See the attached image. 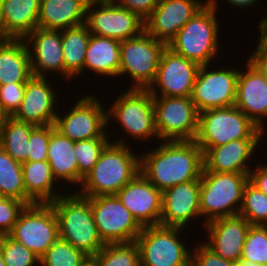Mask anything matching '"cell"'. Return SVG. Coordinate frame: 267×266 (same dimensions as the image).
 <instances>
[{
	"label": "cell",
	"mask_w": 267,
	"mask_h": 266,
	"mask_svg": "<svg viewBox=\"0 0 267 266\" xmlns=\"http://www.w3.org/2000/svg\"><path fill=\"white\" fill-rule=\"evenodd\" d=\"M203 168V151L194 140L163 141L140 156L141 173L161 192L200 180Z\"/></svg>",
	"instance_id": "obj_1"
},
{
	"label": "cell",
	"mask_w": 267,
	"mask_h": 266,
	"mask_svg": "<svg viewBox=\"0 0 267 266\" xmlns=\"http://www.w3.org/2000/svg\"><path fill=\"white\" fill-rule=\"evenodd\" d=\"M120 139L105 146L97 163L83 178L79 195H115L140 172V155L132 153L126 140Z\"/></svg>",
	"instance_id": "obj_2"
},
{
	"label": "cell",
	"mask_w": 267,
	"mask_h": 266,
	"mask_svg": "<svg viewBox=\"0 0 267 266\" xmlns=\"http://www.w3.org/2000/svg\"><path fill=\"white\" fill-rule=\"evenodd\" d=\"M58 220L59 238L93 258L106 245L95 225L90 202L78 193H64L50 203Z\"/></svg>",
	"instance_id": "obj_3"
},
{
	"label": "cell",
	"mask_w": 267,
	"mask_h": 266,
	"mask_svg": "<svg viewBox=\"0 0 267 266\" xmlns=\"http://www.w3.org/2000/svg\"><path fill=\"white\" fill-rule=\"evenodd\" d=\"M217 3V0H207V4L178 31L167 47L200 66L210 65L219 51Z\"/></svg>",
	"instance_id": "obj_4"
},
{
	"label": "cell",
	"mask_w": 267,
	"mask_h": 266,
	"mask_svg": "<svg viewBox=\"0 0 267 266\" xmlns=\"http://www.w3.org/2000/svg\"><path fill=\"white\" fill-rule=\"evenodd\" d=\"M248 181V174L202 171L200 213L201 217H206L204 226L218 218L239 215L243 190Z\"/></svg>",
	"instance_id": "obj_5"
},
{
	"label": "cell",
	"mask_w": 267,
	"mask_h": 266,
	"mask_svg": "<svg viewBox=\"0 0 267 266\" xmlns=\"http://www.w3.org/2000/svg\"><path fill=\"white\" fill-rule=\"evenodd\" d=\"M264 132L233 105L199 113L198 132L194 141L204 152L208 147L234 140L262 138Z\"/></svg>",
	"instance_id": "obj_6"
},
{
	"label": "cell",
	"mask_w": 267,
	"mask_h": 266,
	"mask_svg": "<svg viewBox=\"0 0 267 266\" xmlns=\"http://www.w3.org/2000/svg\"><path fill=\"white\" fill-rule=\"evenodd\" d=\"M113 101L107 111L108 125L114 119L126 134L136 140L144 141L153 136L159 139L155 128L153 96L147 89L123 90Z\"/></svg>",
	"instance_id": "obj_7"
},
{
	"label": "cell",
	"mask_w": 267,
	"mask_h": 266,
	"mask_svg": "<svg viewBox=\"0 0 267 266\" xmlns=\"http://www.w3.org/2000/svg\"><path fill=\"white\" fill-rule=\"evenodd\" d=\"M166 44L145 30L137 37L120 42L119 76H131L130 89H148L154 82Z\"/></svg>",
	"instance_id": "obj_8"
},
{
	"label": "cell",
	"mask_w": 267,
	"mask_h": 266,
	"mask_svg": "<svg viewBox=\"0 0 267 266\" xmlns=\"http://www.w3.org/2000/svg\"><path fill=\"white\" fill-rule=\"evenodd\" d=\"M178 227L161 225L142 227L135 243L140 266H190L191 252L179 239Z\"/></svg>",
	"instance_id": "obj_9"
},
{
	"label": "cell",
	"mask_w": 267,
	"mask_h": 266,
	"mask_svg": "<svg viewBox=\"0 0 267 266\" xmlns=\"http://www.w3.org/2000/svg\"><path fill=\"white\" fill-rule=\"evenodd\" d=\"M85 25L90 34L120 42L135 38L145 30L144 20L137 13L116 5L112 0H90Z\"/></svg>",
	"instance_id": "obj_10"
},
{
	"label": "cell",
	"mask_w": 267,
	"mask_h": 266,
	"mask_svg": "<svg viewBox=\"0 0 267 266\" xmlns=\"http://www.w3.org/2000/svg\"><path fill=\"white\" fill-rule=\"evenodd\" d=\"M41 258L59 238L58 220L50 203L26 206L8 234Z\"/></svg>",
	"instance_id": "obj_11"
},
{
	"label": "cell",
	"mask_w": 267,
	"mask_h": 266,
	"mask_svg": "<svg viewBox=\"0 0 267 266\" xmlns=\"http://www.w3.org/2000/svg\"><path fill=\"white\" fill-rule=\"evenodd\" d=\"M153 104L160 141L195 140L199 113L191 97L153 96Z\"/></svg>",
	"instance_id": "obj_12"
},
{
	"label": "cell",
	"mask_w": 267,
	"mask_h": 266,
	"mask_svg": "<svg viewBox=\"0 0 267 266\" xmlns=\"http://www.w3.org/2000/svg\"><path fill=\"white\" fill-rule=\"evenodd\" d=\"M95 225L105 244L135 242L142 227L116 195L86 197Z\"/></svg>",
	"instance_id": "obj_13"
},
{
	"label": "cell",
	"mask_w": 267,
	"mask_h": 266,
	"mask_svg": "<svg viewBox=\"0 0 267 266\" xmlns=\"http://www.w3.org/2000/svg\"><path fill=\"white\" fill-rule=\"evenodd\" d=\"M98 99L93 95H84L65 115L60 116L58 112L53 124L55 130L75 142L109 138L105 129L108 127L107 109Z\"/></svg>",
	"instance_id": "obj_14"
},
{
	"label": "cell",
	"mask_w": 267,
	"mask_h": 266,
	"mask_svg": "<svg viewBox=\"0 0 267 266\" xmlns=\"http://www.w3.org/2000/svg\"><path fill=\"white\" fill-rule=\"evenodd\" d=\"M208 66H200L191 94L198 113L233 106L236 100L239 70L219 66L210 71Z\"/></svg>",
	"instance_id": "obj_15"
},
{
	"label": "cell",
	"mask_w": 267,
	"mask_h": 266,
	"mask_svg": "<svg viewBox=\"0 0 267 266\" xmlns=\"http://www.w3.org/2000/svg\"><path fill=\"white\" fill-rule=\"evenodd\" d=\"M199 68V64L166 46L160 58L156 78L147 90L152 96H158L160 91L162 97H191Z\"/></svg>",
	"instance_id": "obj_16"
},
{
	"label": "cell",
	"mask_w": 267,
	"mask_h": 266,
	"mask_svg": "<svg viewBox=\"0 0 267 266\" xmlns=\"http://www.w3.org/2000/svg\"><path fill=\"white\" fill-rule=\"evenodd\" d=\"M198 0H159L152 13L144 20L145 31L166 45L178 31L205 5Z\"/></svg>",
	"instance_id": "obj_17"
},
{
	"label": "cell",
	"mask_w": 267,
	"mask_h": 266,
	"mask_svg": "<svg viewBox=\"0 0 267 266\" xmlns=\"http://www.w3.org/2000/svg\"><path fill=\"white\" fill-rule=\"evenodd\" d=\"M115 195L141 227L160 224L162 192L141 171Z\"/></svg>",
	"instance_id": "obj_18"
},
{
	"label": "cell",
	"mask_w": 267,
	"mask_h": 266,
	"mask_svg": "<svg viewBox=\"0 0 267 266\" xmlns=\"http://www.w3.org/2000/svg\"><path fill=\"white\" fill-rule=\"evenodd\" d=\"M195 217H201L200 180L177 184L162 192L159 225L184 229Z\"/></svg>",
	"instance_id": "obj_19"
},
{
	"label": "cell",
	"mask_w": 267,
	"mask_h": 266,
	"mask_svg": "<svg viewBox=\"0 0 267 266\" xmlns=\"http://www.w3.org/2000/svg\"><path fill=\"white\" fill-rule=\"evenodd\" d=\"M47 77L32 76L25 83L24 98L14 118L35 126L53 125L58 109L56 94ZM56 99V100H55Z\"/></svg>",
	"instance_id": "obj_20"
},
{
	"label": "cell",
	"mask_w": 267,
	"mask_h": 266,
	"mask_svg": "<svg viewBox=\"0 0 267 266\" xmlns=\"http://www.w3.org/2000/svg\"><path fill=\"white\" fill-rule=\"evenodd\" d=\"M208 238L204 242L223 259L238 263L246 241L249 222L241 215L218 218L205 224Z\"/></svg>",
	"instance_id": "obj_21"
},
{
	"label": "cell",
	"mask_w": 267,
	"mask_h": 266,
	"mask_svg": "<svg viewBox=\"0 0 267 266\" xmlns=\"http://www.w3.org/2000/svg\"><path fill=\"white\" fill-rule=\"evenodd\" d=\"M24 40L28 46L33 76L46 77L50 72H56L64 77L61 30L37 27Z\"/></svg>",
	"instance_id": "obj_22"
},
{
	"label": "cell",
	"mask_w": 267,
	"mask_h": 266,
	"mask_svg": "<svg viewBox=\"0 0 267 266\" xmlns=\"http://www.w3.org/2000/svg\"><path fill=\"white\" fill-rule=\"evenodd\" d=\"M245 66L246 72L239 70L234 105L264 131L262 119L267 118V79L248 60Z\"/></svg>",
	"instance_id": "obj_23"
},
{
	"label": "cell",
	"mask_w": 267,
	"mask_h": 266,
	"mask_svg": "<svg viewBox=\"0 0 267 266\" xmlns=\"http://www.w3.org/2000/svg\"><path fill=\"white\" fill-rule=\"evenodd\" d=\"M262 138H246L230 141L224 145L208 147L203 152V171L217 173L248 174L247 161L252 158Z\"/></svg>",
	"instance_id": "obj_24"
},
{
	"label": "cell",
	"mask_w": 267,
	"mask_h": 266,
	"mask_svg": "<svg viewBox=\"0 0 267 266\" xmlns=\"http://www.w3.org/2000/svg\"><path fill=\"white\" fill-rule=\"evenodd\" d=\"M90 0H41L38 27L63 30L85 24Z\"/></svg>",
	"instance_id": "obj_25"
},
{
	"label": "cell",
	"mask_w": 267,
	"mask_h": 266,
	"mask_svg": "<svg viewBox=\"0 0 267 266\" xmlns=\"http://www.w3.org/2000/svg\"><path fill=\"white\" fill-rule=\"evenodd\" d=\"M33 76L24 39L0 40V85L26 83Z\"/></svg>",
	"instance_id": "obj_26"
},
{
	"label": "cell",
	"mask_w": 267,
	"mask_h": 266,
	"mask_svg": "<svg viewBox=\"0 0 267 266\" xmlns=\"http://www.w3.org/2000/svg\"><path fill=\"white\" fill-rule=\"evenodd\" d=\"M41 0H2L5 40L25 39L38 27Z\"/></svg>",
	"instance_id": "obj_27"
},
{
	"label": "cell",
	"mask_w": 267,
	"mask_h": 266,
	"mask_svg": "<svg viewBox=\"0 0 267 266\" xmlns=\"http://www.w3.org/2000/svg\"><path fill=\"white\" fill-rule=\"evenodd\" d=\"M75 141L61 135L50 125L47 161L54 178L78 186V163L74 152ZM76 183V184H75Z\"/></svg>",
	"instance_id": "obj_28"
},
{
	"label": "cell",
	"mask_w": 267,
	"mask_h": 266,
	"mask_svg": "<svg viewBox=\"0 0 267 266\" xmlns=\"http://www.w3.org/2000/svg\"><path fill=\"white\" fill-rule=\"evenodd\" d=\"M26 205L51 203L61 196L53 191L55 178L47 160L27 161L22 164Z\"/></svg>",
	"instance_id": "obj_29"
},
{
	"label": "cell",
	"mask_w": 267,
	"mask_h": 266,
	"mask_svg": "<svg viewBox=\"0 0 267 266\" xmlns=\"http://www.w3.org/2000/svg\"><path fill=\"white\" fill-rule=\"evenodd\" d=\"M116 77L120 68V41L91 34L84 60V70Z\"/></svg>",
	"instance_id": "obj_30"
},
{
	"label": "cell",
	"mask_w": 267,
	"mask_h": 266,
	"mask_svg": "<svg viewBox=\"0 0 267 266\" xmlns=\"http://www.w3.org/2000/svg\"><path fill=\"white\" fill-rule=\"evenodd\" d=\"M90 32L85 24L61 30L64 57V79L79 77L84 72V60L90 40Z\"/></svg>",
	"instance_id": "obj_31"
},
{
	"label": "cell",
	"mask_w": 267,
	"mask_h": 266,
	"mask_svg": "<svg viewBox=\"0 0 267 266\" xmlns=\"http://www.w3.org/2000/svg\"><path fill=\"white\" fill-rule=\"evenodd\" d=\"M36 127L13 116H7L1 133L0 147L17 162H27L29 138Z\"/></svg>",
	"instance_id": "obj_32"
},
{
	"label": "cell",
	"mask_w": 267,
	"mask_h": 266,
	"mask_svg": "<svg viewBox=\"0 0 267 266\" xmlns=\"http://www.w3.org/2000/svg\"><path fill=\"white\" fill-rule=\"evenodd\" d=\"M0 197L13 198L26 204L22 164L0 147Z\"/></svg>",
	"instance_id": "obj_33"
},
{
	"label": "cell",
	"mask_w": 267,
	"mask_h": 266,
	"mask_svg": "<svg viewBox=\"0 0 267 266\" xmlns=\"http://www.w3.org/2000/svg\"><path fill=\"white\" fill-rule=\"evenodd\" d=\"M93 259L97 266H140L139 248L135 242L106 244Z\"/></svg>",
	"instance_id": "obj_34"
},
{
	"label": "cell",
	"mask_w": 267,
	"mask_h": 266,
	"mask_svg": "<svg viewBox=\"0 0 267 266\" xmlns=\"http://www.w3.org/2000/svg\"><path fill=\"white\" fill-rule=\"evenodd\" d=\"M239 215L250 225L267 226V196L249 181L243 190Z\"/></svg>",
	"instance_id": "obj_35"
},
{
	"label": "cell",
	"mask_w": 267,
	"mask_h": 266,
	"mask_svg": "<svg viewBox=\"0 0 267 266\" xmlns=\"http://www.w3.org/2000/svg\"><path fill=\"white\" fill-rule=\"evenodd\" d=\"M89 257L69 242L58 238L40 258L42 266H81Z\"/></svg>",
	"instance_id": "obj_36"
},
{
	"label": "cell",
	"mask_w": 267,
	"mask_h": 266,
	"mask_svg": "<svg viewBox=\"0 0 267 266\" xmlns=\"http://www.w3.org/2000/svg\"><path fill=\"white\" fill-rule=\"evenodd\" d=\"M108 138H95L76 141L74 146L75 157L78 163V184L92 170L99 157L110 142Z\"/></svg>",
	"instance_id": "obj_37"
},
{
	"label": "cell",
	"mask_w": 267,
	"mask_h": 266,
	"mask_svg": "<svg viewBox=\"0 0 267 266\" xmlns=\"http://www.w3.org/2000/svg\"><path fill=\"white\" fill-rule=\"evenodd\" d=\"M240 261L267 266V226L250 225Z\"/></svg>",
	"instance_id": "obj_38"
},
{
	"label": "cell",
	"mask_w": 267,
	"mask_h": 266,
	"mask_svg": "<svg viewBox=\"0 0 267 266\" xmlns=\"http://www.w3.org/2000/svg\"><path fill=\"white\" fill-rule=\"evenodd\" d=\"M0 251L6 266H34L40 263L38 256L9 235L0 236Z\"/></svg>",
	"instance_id": "obj_39"
},
{
	"label": "cell",
	"mask_w": 267,
	"mask_h": 266,
	"mask_svg": "<svg viewBox=\"0 0 267 266\" xmlns=\"http://www.w3.org/2000/svg\"><path fill=\"white\" fill-rule=\"evenodd\" d=\"M27 205L20 200L0 197V236L8 235Z\"/></svg>",
	"instance_id": "obj_40"
},
{
	"label": "cell",
	"mask_w": 267,
	"mask_h": 266,
	"mask_svg": "<svg viewBox=\"0 0 267 266\" xmlns=\"http://www.w3.org/2000/svg\"><path fill=\"white\" fill-rule=\"evenodd\" d=\"M25 83L0 85V109L6 116H13L24 98Z\"/></svg>",
	"instance_id": "obj_41"
},
{
	"label": "cell",
	"mask_w": 267,
	"mask_h": 266,
	"mask_svg": "<svg viewBox=\"0 0 267 266\" xmlns=\"http://www.w3.org/2000/svg\"><path fill=\"white\" fill-rule=\"evenodd\" d=\"M49 140L50 125L37 126L29 138L27 161L47 160Z\"/></svg>",
	"instance_id": "obj_42"
},
{
	"label": "cell",
	"mask_w": 267,
	"mask_h": 266,
	"mask_svg": "<svg viewBox=\"0 0 267 266\" xmlns=\"http://www.w3.org/2000/svg\"><path fill=\"white\" fill-rule=\"evenodd\" d=\"M191 252L190 266H237L236 262L223 259L210 249L204 242L197 243V247Z\"/></svg>",
	"instance_id": "obj_43"
},
{
	"label": "cell",
	"mask_w": 267,
	"mask_h": 266,
	"mask_svg": "<svg viewBox=\"0 0 267 266\" xmlns=\"http://www.w3.org/2000/svg\"><path fill=\"white\" fill-rule=\"evenodd\" d=\"M116 5L137 13L145 20L155 9L159 0H112Z\"/></svg>",
	"instance_id": "obj_44"
},
{
	"label": "cell",
	"mask_w": 267,
	"mask_h": 266,
	"mask_svg": "<svg viewBox=\"0 0 267 266\" xmlns=\"http://www.w3.org/2000/svg\"><path fill=\"white\" fill-rule=\"evenodd\" d=\"M259 35L257 48L249 55L248 61L267 79V38L261 33Z\"/></svg>",
	"instance_id": "obj_45"
},
{
	"label": "cell",
	"mask_w": 267,
	"mask_h": 266,
	"mask_svg": "<svg viewBox=\"0 0 267 266\" xmlns=\"http://www.w3.org/2000/svg\"><path fill=\"white\" fill-rule=\"evenodd\" d=\"M249 182L267 196V164L261 163L249 173Z\"/></svg>",
	"instance_id": "obj_46"
},
{
	"label": "cell",
	"mask_w": 267,
	"mask_h": 266,
	"mask_svg": "<svg viewBox=\"0 0 267 266\" xmlns=\"http://www.w3.org/2000/svg\"><path fill=\"white\" fill-rule=\"evenodd\" d=\"M231 6L235 7H241V8H246V7H252L258 0H227Z\"/></svg>",
	"instance_id": "obj_47"
},
{
	"label": "cell",
	"mask_w": 267,
	"mask_h": 266,
	"mask_svg": "<svg viewBox=\"0 0 267 266\" xmlns=\"http://www.w3.org/2000/svg\"><path fill=\"white\" fill-rule=\"evenodd\" d=\"M0 40H5L4 17L2 14V0H0Z\"/></svg>",
	"instance_id": "obj_48"
},
{
	"label": "cell",
	"mask_w": 267,
	"mask_h": 266,
	"mask_svg": "<svg viewBox=\"0 0 267 266\" xmlns=\"http://www.w3.org/2000/svg\"><path fill=\"white\" fill-rule=\"evenodd\" d=\"M261 21L259 22L260 24L258 25L257 28H259V32L267 38V15L264 16L263 19H260Z\"/></svg>",
	"instance_id": "obj_49"
},
{
	"label": "cell",
	"mask_w": 267,
	"mask_h": 266,
	"mask_svg": "<svg viewBox=\"0 0 267 266\" xmlns=\"http://www.w3.org/2000/svg\"><path fill=\"white\" fill-rule=\"evenodd\" d=\"M6 118H7V116L0 109V138H1V133H2V129H3V125H4V122H5Z\"/></svg>",
	"instance_id": "obj_50"
},
{
	"label": "cell",
	"mask_w": 267,
	"mask_h": 266,
	"mask_svg": "<svg viewBox=\"0 0 267 266\" xmlns=\"http://www.w3.org/2000/svg\"><path fill=\"white\" fill-rule=\"evenodd\" d=\"M81 266H97V264L93 258H89Z\"/></svg>",
	"instance_id": "obj_51"
},
{
	"label": "cell",
	"mask_w": 267,
	"mask_h": 266,
	"mask_svg": "<svg viewBox=\"0 0 267 266\" xmlns=\"http://www.w3.org/2000/svg\"><path fill=\"white\" fill-rule=\"evenodd\" d=\"M237 266H265V265H260V264H250L244 261H239L237 263Z\"/></svg>",
	"instance_id": "obj_52"
},
{
	"label": "cell",
	"mask_w": 267,
	"mask_h": 266,
	"mask_svg": "<svg viewBox=\"0 0 267 266\" xmlns=\"http://www.w3.org/2000/svg\"><path fill=\"white\" fill-rule=\"evenodd\" d=\"M0 266H6L5 263H4V259H3L1 251H0Z\"/></svg>",
	"instance_id": "obj_53"
}]
</instances>
